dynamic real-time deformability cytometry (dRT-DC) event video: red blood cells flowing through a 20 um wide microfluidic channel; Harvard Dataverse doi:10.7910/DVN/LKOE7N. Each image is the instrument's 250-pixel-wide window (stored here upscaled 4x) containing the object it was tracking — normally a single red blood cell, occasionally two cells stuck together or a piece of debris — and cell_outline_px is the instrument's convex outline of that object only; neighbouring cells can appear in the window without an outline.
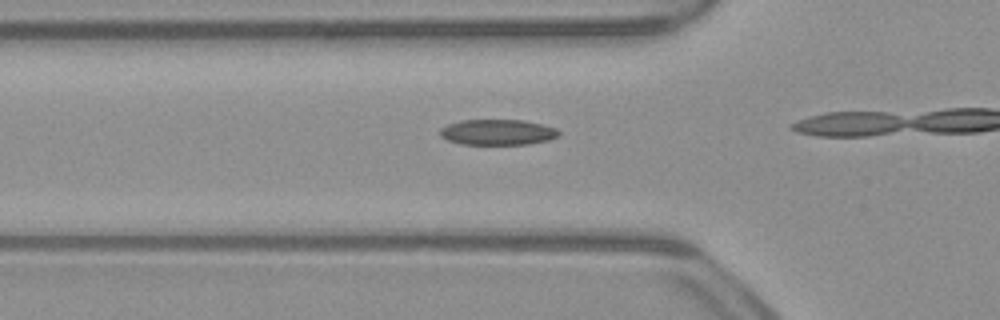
{"species": "common noctule bat (a hibernating species)", "species_latin": "Nyctalus noctula", "temperature_condition": "warm", "stored_images_in_passage": 13, "camera_frame_rate_fps": 3000, "um_per_image_px": 0.085, "animal": {"sex": "male", "body_mass_g": 23.1, "forearm_length_mm": 52.7}, "frame": {"image": 1, "passage_image": 11, "time_ms": 3.333, "image_size_px": [1000, 320], "cell_outline_px": [[560, 136], [548, 140], [528, 144], [460, 144], [448, 140], [440, 136], [440, 128], [448, 124], [460, 120], [524, 120], [556, 128], [560, 132]], "centroid_in_image_um": [42.29, 11.23], "position_along_channel_um": 83.5, "area_um2": 17.74}}